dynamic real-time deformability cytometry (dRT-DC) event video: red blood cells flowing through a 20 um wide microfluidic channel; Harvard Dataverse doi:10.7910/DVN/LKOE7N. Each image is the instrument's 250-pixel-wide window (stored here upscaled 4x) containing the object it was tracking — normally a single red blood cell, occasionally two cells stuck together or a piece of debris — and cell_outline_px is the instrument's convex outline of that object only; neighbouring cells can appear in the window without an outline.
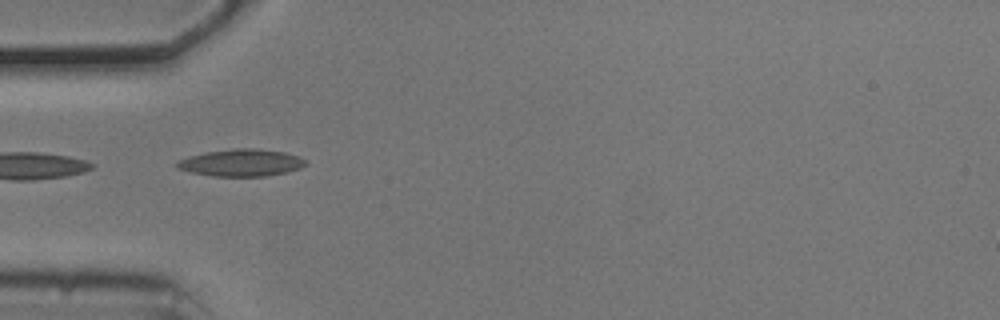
{"species": "common noctule bat (a hibernating species)", "species_latin": "Nyctalus noctula", "temperature_condition": "cold", "stored_images_in_passage": 6, "camera_frame_rate_fps": 3000, "um_per_image_px": 0.085, "animal": {"sex": "male", "body_mass_g": 20.5, "forearm_length_mm": 52.5}, "frame": {"image": 1, "passage_image": 1, "time_ms": 0.0, "image_size_px": [1000, 320], "cell_outline_px": [[308, 164], [300, 168], [288, 172], [264, 176], [212, 176], [192, 172], [176, 168], [176, 164], [180, 160], [188, 156], [204, 152], [232, 148], [256, 148], [284, 152], [300, 156]], "centroid_in_image_um": [20.52, 13.82], "position_along_channel_um": 64.5, "area_um2": 20.4}}